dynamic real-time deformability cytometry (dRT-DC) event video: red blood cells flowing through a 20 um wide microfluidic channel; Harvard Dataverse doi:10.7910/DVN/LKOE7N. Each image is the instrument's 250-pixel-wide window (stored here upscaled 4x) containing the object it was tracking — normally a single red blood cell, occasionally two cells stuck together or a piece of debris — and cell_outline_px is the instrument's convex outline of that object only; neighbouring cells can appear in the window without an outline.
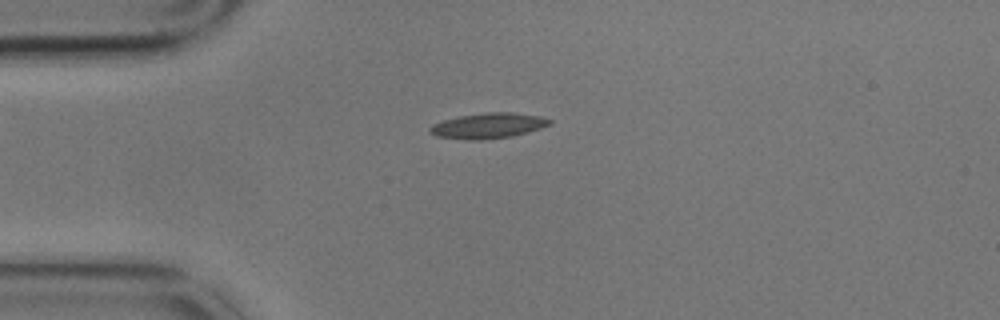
{"species": "common noctule bat (a hibernating species)", "species_latin": "Nyctalus noctula", "temperature_condition": "cold", "stored_images_in_passage": 3, "camera_frame_rate_fps": 3000, "um_per_image_px": 0.085, "animal": {"sex": "male", "body_mass_g": 17.9}, "frame": {"image": 1, "passage_image": 1, "time_ms": 0.0, "image_size_px": [1000, 320], "cell_outline_px": [[552, 124], [528, 132], [512, 136], [480, 140], [468, 140], [436, 136], [428, 132], [428, 128], [432, 124], [444, 120], [460, 116], [484, 112], [512, 112], [540, 116], [552, 120]], "centroid_in_image_um": [41.48, 10.68], "position_along_channel_um": 43.5, "area_um2": 17.8}}